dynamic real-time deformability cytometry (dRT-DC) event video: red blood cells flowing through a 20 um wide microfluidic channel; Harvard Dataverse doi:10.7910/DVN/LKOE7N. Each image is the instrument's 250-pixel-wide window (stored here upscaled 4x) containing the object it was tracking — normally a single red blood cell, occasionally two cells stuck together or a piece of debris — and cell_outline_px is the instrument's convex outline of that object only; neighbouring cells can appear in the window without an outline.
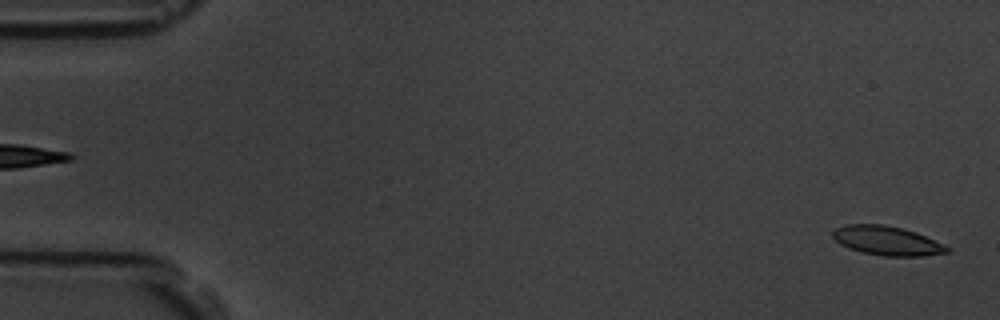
{"species": "common noctule bat (a hibernating species)", "species_latin": "Nyctalus noctula", "temperature_condition": "room temperature", "stored_images_in_passage": 4, "camera_frame_rate_fps": 3000, "um_per_image_px": 0.085, "animal": {"sex": "male", "body_mass_g": 19.5, "forearm_length_mm": 54.6}, "frame": {"image": 1, "passage_image": 4, "time_ms": 4.333, "image_size_px": [1000, 320], "cell_outline_px": [[952, 248], [948, 252], [924, 256], [884, 256], [860, 252], [848, 248], [840, 244], [832, 236], [832, 232], [836, 228], [844, 224], [880, 224], [900, 228], [916, 232]], "centroid_in_image_um": [75.38, 20.47], "position_along_channel_um": 9.6, "area_um2": 19.42}}